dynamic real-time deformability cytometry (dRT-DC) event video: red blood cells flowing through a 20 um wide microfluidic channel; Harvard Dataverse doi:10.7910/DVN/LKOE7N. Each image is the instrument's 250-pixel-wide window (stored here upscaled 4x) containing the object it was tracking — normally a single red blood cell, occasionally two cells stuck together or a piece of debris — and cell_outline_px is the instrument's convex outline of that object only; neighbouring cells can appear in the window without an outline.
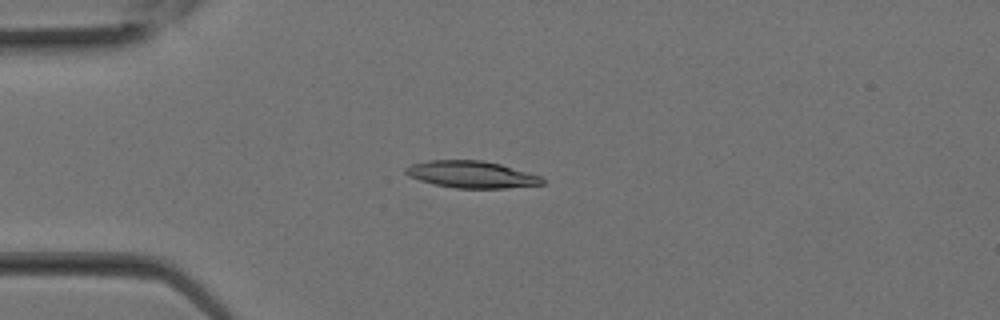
{"species": "Egyptian fruit bat (a non-hibernating species)", "species_latin": "Rousettus aegyptiacus", "temperature_condition": "room temperature", "stored_images_in_passage": 15, "camera_frame_rate_fps": 3000, "um_per_image_px": 0.085, "animal": {"sex": "female"}, "frame": {"image": 1, "passage_image": 6, "time_ms": 1.667, "image_size_px": [1000, 320], "cell_outline_px": [[544, 184], [504, 188], [456, 188], [436, 184], [420, 180], [408, 176], [404, 172], [404, 168], [412, 164], [428, 160], [484, 160], [500, 164], [540, 176], [544, 180]], "centroid_in_image_um": [40.05, 14.82], "position_along_channel_um": 44.9, "area_um2": 21.27}}
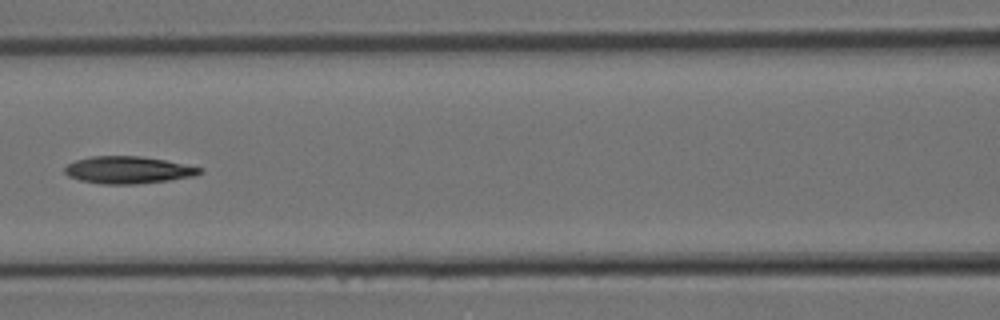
{"frame": {"image": 2, "passage_image": 11, "time_ms": 3.333, "image_size_px": [1000, 320], "cell_outline_px": [[204, 172], [192, 176], [168, 180], [136, 184], [100, 184], [80, 180], [68, 176], [64, 172], [64, 168], [68, 164], [76, 160], [92, 156], [140, 156], [164, 160], [204, 168]], "centroid_in_image_um": [10.88, 14.45], "position_along_channel_um": 155.7, "area_um2": 21.33}}
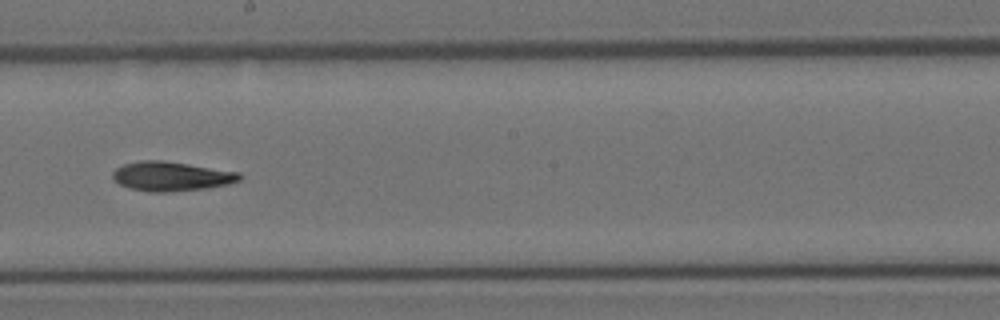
{"frame": {"image": 3, "passage_image": 14, "time_ms": 4.333, "image_size_px": [1000, 320], "cell_outline_px": [[244, 176], [240, 180], [228, 184], [208, 188], [168, 192], [148, 192], [128, 188], [112, 180], [112, 172], [116, 168], [124, 164], [140, 160], [164, 160], [240, 172]], "centroid_in_image_um": [14.55, 14.98], "position_along_channel_um": 233.6, "area_um2": 22.02}}